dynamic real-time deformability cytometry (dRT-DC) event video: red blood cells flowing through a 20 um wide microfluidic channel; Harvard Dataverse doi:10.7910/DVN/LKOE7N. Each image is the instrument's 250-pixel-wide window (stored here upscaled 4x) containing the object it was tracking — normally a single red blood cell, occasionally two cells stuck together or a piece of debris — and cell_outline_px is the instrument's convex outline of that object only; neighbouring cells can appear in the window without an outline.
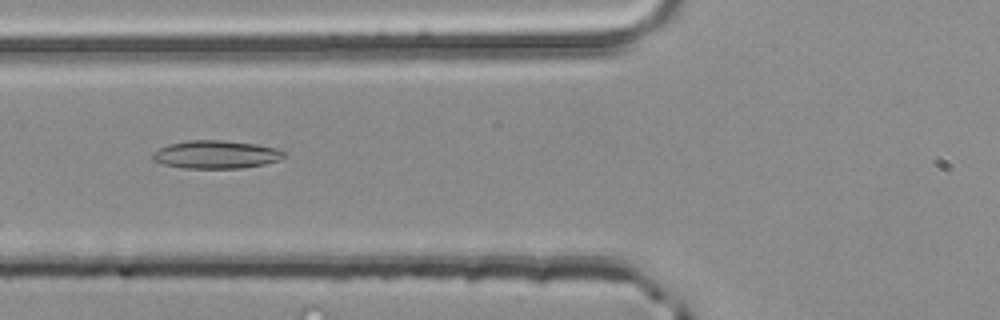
{"species": "common noctule bat (a hibernating species)", "species_latin": "Nyctalus noctula", "temperature_condition": "room temperature", "stored_images_in_passage": 32, "camera_frame_rate_fps": 3000, "um_per_image_px": 0.085, "animal": {"sex": "male", "body_mass_g": 20.4}, "frame": {"image": 1, "passage_image": 8, "time_ms": 2.333, "image_size_px": [1000, 320], "cell_outline_px": [[284, 156], [276, 160], [264, 164], [240, 168], [184, 168], [164, 164], [152, 160], [152, 152], [168, 144], [188, 140], [224, 140], [256, 144], [276, 148], [284, 152]], "centroid_in_image_um": [18.31, 13.12], "position_along_channel_um": 107.5, "area_um2": 21.33}}
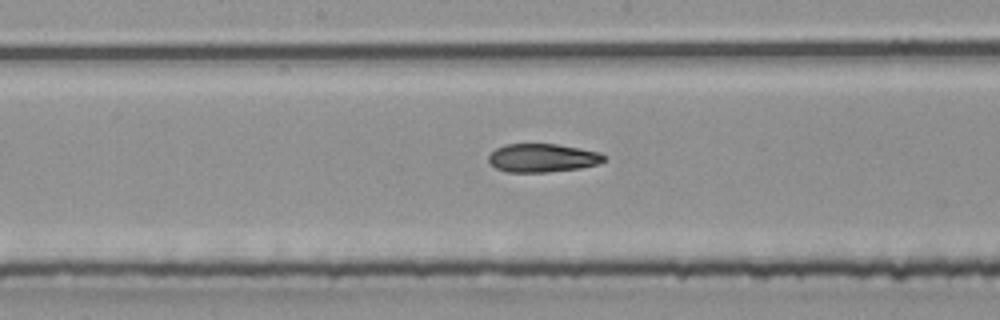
{"frame": {"image": 2, "passage_image": 15, "time_ms": 4.667, "image_size_px": [1000, 320], "cell_outline_px": [[608, 156], [604, 160], [596, 164], [580, 168], [548, 172], [508, 172], [496, 168], [488, 164], [488, 156], [496, 148], [504, 144], [556, 144], [580, 148], [600, 152]], "centroid_in_image_um": [46.09, 13.42], "position_along_channel_um": 202.1, "area_um2": 19.25}}
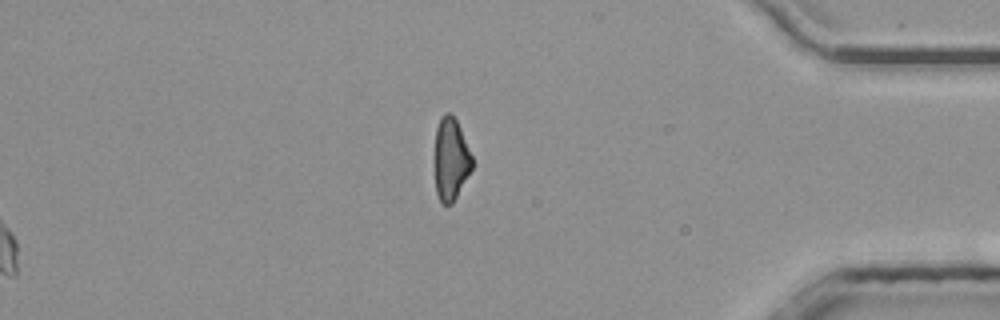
{"frame": {"image": 3, "passage_image": 32, "time_ms": 10.333, "image_size_px": [1000, 320], "cell_outline_px": [[472, 168], [452, 204], [440, 204], [436, 192], [436, 128], [440, 116], [444, 112], [452, 112], [460, 128], [472, 156]], "centroid_in_image_um": [38.32, 13.5], "position_along_channel_um": 396.9, "area_um2": 17.74}, "authors_computed_cell_mechanics": {"area_um2": 19.6231, "velocity_mm_per_s": 4.0412, "shape_relaxation_time_tau1_ms": null, "shape_relaxation_time_tau2_ms": 3.5007, "deformation_change_tau1": null, "deformation_change_tau2": 0.1102}}